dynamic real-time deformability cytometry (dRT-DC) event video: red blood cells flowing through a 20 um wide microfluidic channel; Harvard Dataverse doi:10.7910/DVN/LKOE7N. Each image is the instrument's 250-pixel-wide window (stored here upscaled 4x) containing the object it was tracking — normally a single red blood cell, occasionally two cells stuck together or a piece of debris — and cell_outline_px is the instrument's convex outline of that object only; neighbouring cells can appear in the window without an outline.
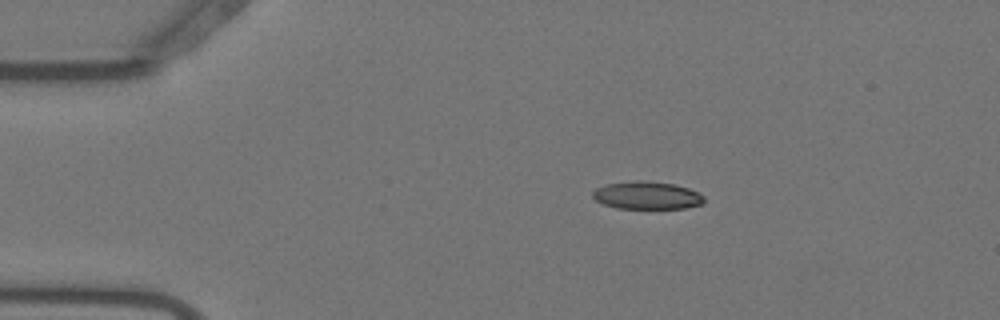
{"species": "Egyptian fruit bat (a non-hibernating species)", "species_latin": "Rousettus aegyptiacus", "temperature_condition": "warm", "stored_images_in_passage": 4, "camera_frame_rate_fps": 3000, "um_per_image_px": 0.085, "animal": {"sex": "female"}, "frame": {"image": 1, "passage_image": 2, "time_ms": 0.333, "image_size_px": [1000, 320], "cell_outline_px": [[704, 204], [684, 208], [616, 208], [604, 204], [596, 200], [592, 196], [592, 192], [596, 188], [608, 184], [636, 180], [640, 180], [672, 184], [688, 188], [704, 196]], "centroid_in_image_um": [54.99, 16.61], "position_along_channel_um": 30.0, "area_um2": 17.8}}